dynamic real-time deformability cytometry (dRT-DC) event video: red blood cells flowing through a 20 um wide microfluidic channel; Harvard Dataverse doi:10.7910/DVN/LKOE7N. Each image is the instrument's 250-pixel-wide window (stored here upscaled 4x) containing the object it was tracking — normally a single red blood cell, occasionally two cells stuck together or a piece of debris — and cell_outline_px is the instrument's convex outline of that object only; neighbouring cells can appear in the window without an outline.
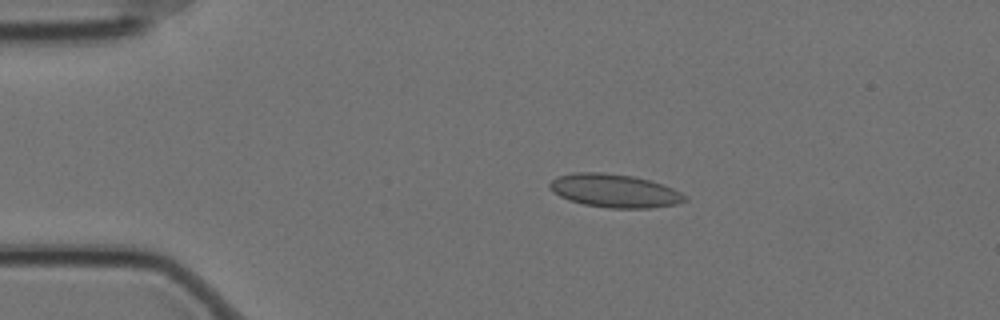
{"species": "Egyptian fruit bat (a non-hibernating species)", "species_latin": "Rousettus aegyptiacus", "temperature_condition": "cold", "stored_images_in_passage": 56, "camera_frame_rate_fps": 3000, "um_per_image_px": 0.085, "animal": {"sex": "female"}, "frame": {"image": 1, "passage_image": 10, "time_ms": 3.0, "image_size_px": [1000, 320], "cell_outline_px": [[688, 200], [676, 204], [652, 208], [608, 208], [584, 204], [568, 200], [552, 192], [548, 188], [548, 184], [556, 176], [572, 172], [604, 172], [632, 176], [648, 180], [672, 188], [688, 196]], "centroid_in_image_um": [52.2, 16.21], "position_along_channel_um": 32.8, "area_um2": 26.41}}
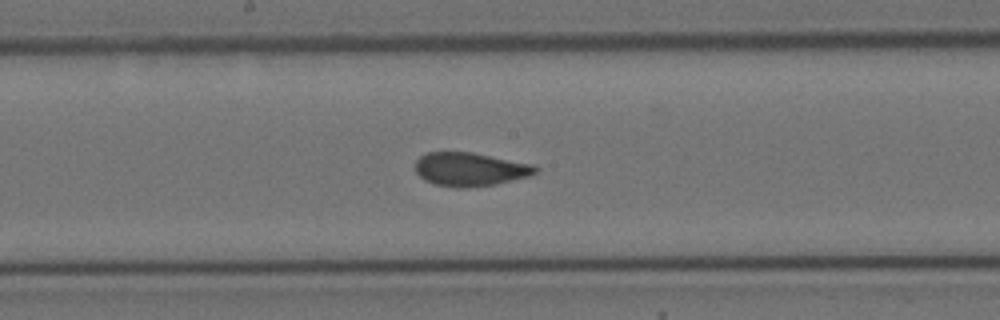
{"frame": {"image": 2, "passage_image": 29, "time_ms": 9.333, "image_size_px": [1000, 320], "cell_outline_px": [[540, 168], [536, 172], [528, 176], [496, 184], [468, 188], [456, 188], [436, 184], [424, 180], [416, 172], [416, 160], [420, 156], [428, 152], [472, 152], [532, 164]], "centroid_in_image_um": [39.95, 14.39], "position_along_channel_um": 208.3, "area_um2": 23.47}}
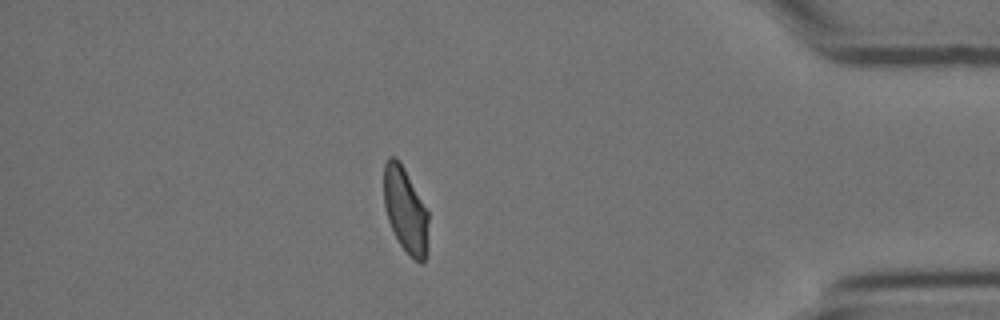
{"frame": {"image": 3, "passage_image": 49, "time_ms": 16.0, "image_size_px": [1000, 320], "cell_outline_px": [[428, 252], [424, 260], [420, 264], [400, 244], [388, 220], [384, 208], [384, 164], [388, 156], [396, 156], [400, 160], [428, 212]], "centroid_in_image_um": [34.46, 17.83], "position_along_channel_um": 400.7, "area_um2": 22.14}, "authors_computed_cell_mechanics": {"area_um2": 23.9292, "velocity_mm_per_s": 3.4771, "shape_relaxation_time_tau1_ms": null, "shape_relaxation_time_tau2_ms": 0.8044, "deformation_change_tau1": null, "deformation_change_tau2": 0.0524}}